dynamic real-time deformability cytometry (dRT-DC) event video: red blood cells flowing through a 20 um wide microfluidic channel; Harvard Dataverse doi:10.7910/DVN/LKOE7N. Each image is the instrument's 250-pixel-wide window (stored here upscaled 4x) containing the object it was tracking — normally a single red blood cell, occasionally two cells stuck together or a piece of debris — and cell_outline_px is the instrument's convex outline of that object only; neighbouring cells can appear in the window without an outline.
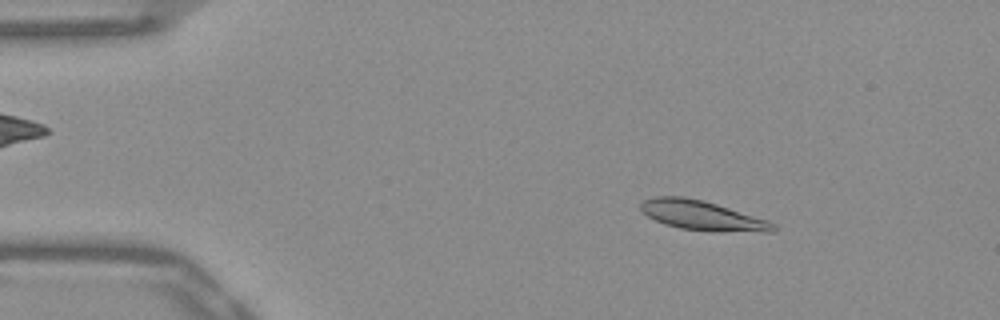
{"species": "Egyptian fruit bat (a non-hibernating species)", "species_latin": "Rousettus aegyptiacus", "temperature_condition": "warm", "stored_images_in_passage": 51, "camera_frame_rate_fps": 3000, "um_per_image_px": 0.085, "frame": {"image": 1, "passage_image": 7, "time_ms": 2.0, "image_size_px": [1000, 320], "cell_outline_px": [[776, 232], [764, 232], [680, 228], [664, 224], [648, 216], [640, 208], [640, 204], [644, 200], [656, 196], [684, 196], [704, 200], [768, 220], [776, 224]], "centroid_in_image_um": [59.69, 18.29], "position_along_channel_um": 25.3, "area_um2": 22.31}}
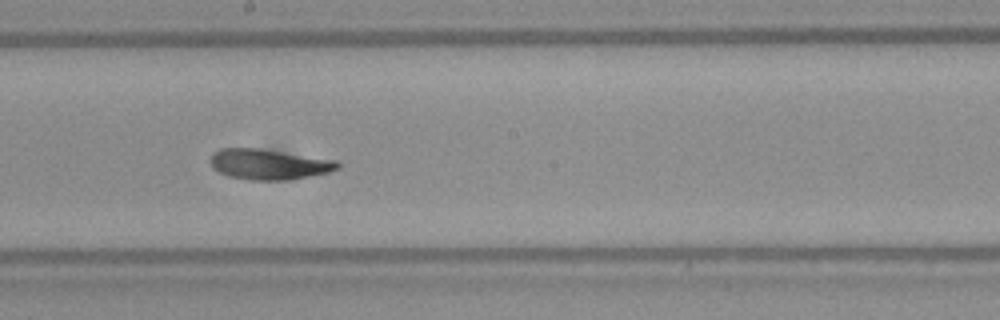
{"frame": {"image": 2, "passage_image": 28, "time_ms": 9.0, "image_size_px": [1000, 320], "cell_outline_px": [[340, 168], [328, 172], [308, 176], [284, 180], [252, 180], [228, 176], [212, 168], [212, 152], [220, 148], [260, 148], [336, 160], [340, 164]], "centroid_in_image_um": [22.85, 13.95], "position_along_channel_um": 225.4, "area_um2": 22.43}}
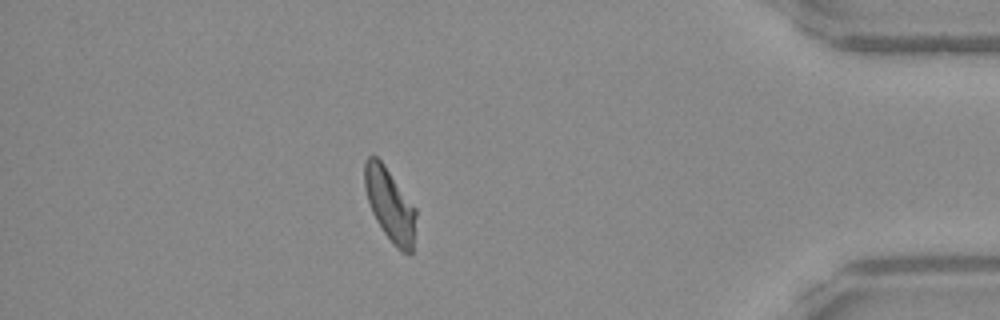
{"frame": {"image": 3, "passage_image": 45, "time_ms": 14.667, "image_size_px": [1000, 320], "cell_outline_px": [[416, 216], [412, 252], [408, 256], [400, 252], [392, 244], [376, 220], [372, 212], [364, 188], [364, 160], [368, 156], [376, 156], [384, 164], [416, 208]], "centroid_in_image_um": [33.14, 17.42], "position_along_channel_um": 402.1, "area_um2": 21.91}, "authors_computed_cell_mechanics": {"area_um2": 22.1952, "velocity_mm_per_s": 3.8589, "shape_relaxation_time_tau1_ms": null, "shape_relaxation_time_tau2_ms": 2.7368, "deformation_change_tau1": null, "deformation_change_tau2": 0.086}}